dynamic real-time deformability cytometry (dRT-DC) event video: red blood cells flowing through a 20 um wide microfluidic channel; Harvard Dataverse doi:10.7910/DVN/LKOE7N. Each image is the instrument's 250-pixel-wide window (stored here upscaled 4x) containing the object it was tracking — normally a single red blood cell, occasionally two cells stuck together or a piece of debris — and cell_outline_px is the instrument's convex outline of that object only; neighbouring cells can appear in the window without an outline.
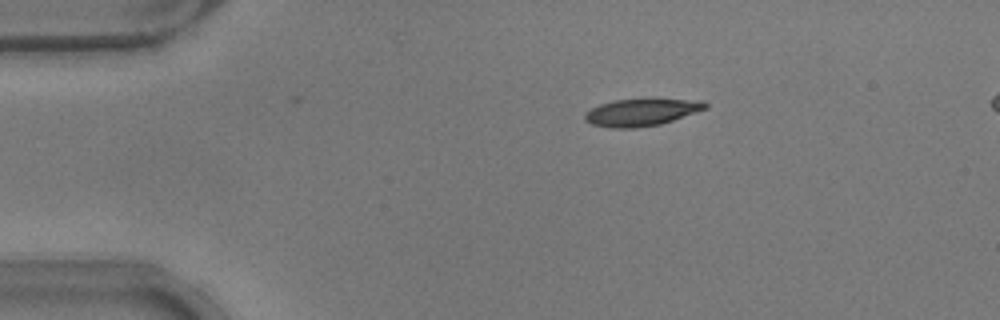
{"species": "common noctule bat (a hibernating species)", "species_latin": "Nyctalus noctula", "temperature_condition": "warm", "stored_images_in_passage": 41, "camera_frame_rate_fps": 3000, "um_per_image_px": 0.085, "animal": {"sex": "male", "body_mass_g": 17.9}, "frame": {"image": 1, "passage_image": 1, "time_ms": 0.0, "image_size_px": [1000, 320], "cell_outline_px": [[708, 108], [660, 124], [636, 128], [612, 128], [592, 124], [584, 120], [584, 116], [592, 108], [600, 104], [616, 100], [704, 100], [708, 104]], "centroid_in_image_um": [54.52, 9.56], "position_along_channel_um": 30.5, "area_um2": 18.61}}
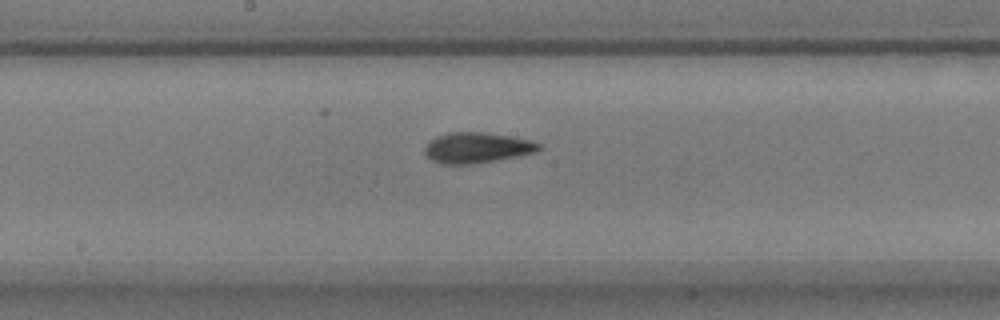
{"frame": {"image": 2, "passage_image": 19, "time_ms": 6.0, "image_size_px": [1000, 320], "cell_outline_px": [[544, 148], [536, 152], [496, 160], [472, 164], [440, 164], [432, 160], [424, 152], [424, 148], [428, 140], [436, 136], [448, 132], [484, 132], [532, 140], [540, 144]], "centroid_in_image_um": [40.52, 12.55], "position_along_channel_um": 207.7, "area_um2": 20.46}}
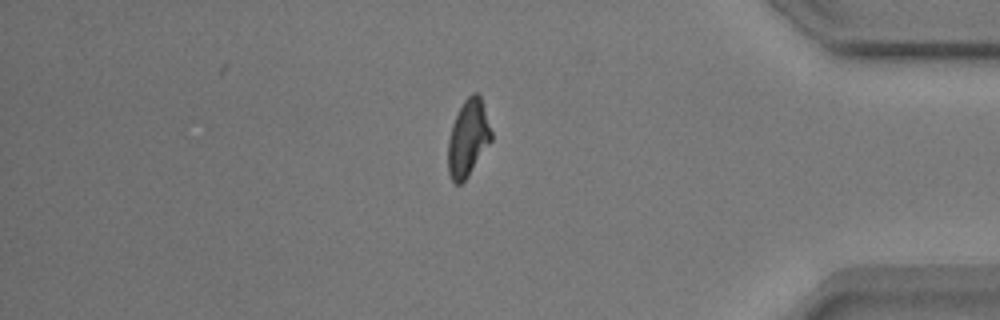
{"frame": {"image": 3, "passage_image": 36, "time_ms": 11.667, "image_size_px": [1000, 320], "cell_outline_px": [[492, 140], [468, 176], [460, 184], [456, 184], [452, 180], [448, 172], [448, 140], [452, 124], [464, 100], [472, 92], [476, 92], [480, 96], [492, 132]], "centroid_in_image_um": [39.78, 11.74], "position_along_channel_um": 395.4, "area_um2": 19.13}}